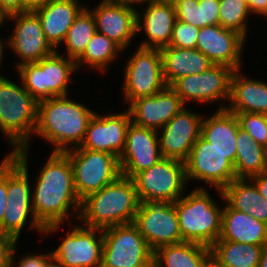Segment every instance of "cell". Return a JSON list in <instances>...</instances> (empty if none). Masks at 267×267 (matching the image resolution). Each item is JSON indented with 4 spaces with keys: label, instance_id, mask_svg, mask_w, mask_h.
I'll list each match as a JSON object with an SVG mask.
<instances>
[{
    "label": "cell",
    "instance_id": "cell-32",
    "mask_svg": "<svg viewBox=\"0 0 267 267\" xmlns=\"http://www.w3.org/2000/svg\"><path fill=\"white\" fill-rule=\"evenodd\" d=\"M234 163L236 178H251L267 171V149L258 144L249 133L238 128Z\"/></svg>",
    "mask_w": 267,
    "mask_h": 267
},
{
    "label": "cell",
    "instance_id": "cell-14",
    "mask_svg": "<svg viewBox=\"0 0 267 267\" xmlns=\"http://www.w3.org/2000/svg\"><path fill=\"white\" fill-rule=\"evenodd\" d=\"M234 69L227 65L213 64L200 74L177 79L171 87L185 105L188 101L214 103L230 98L231 77Z\"/></svg>",
    "mask_w": 267,
    "mask_h": 267
},
{
    "label": "cell",
    "instance_id": "cell-50",
    "mask_svg": "<svg viewBox=\"0 0 267 267\" xmlns=\"http://www.w3.org/2000/svg\"><path fill=\"white\" fill-rule=\"evenodd\" d=\"M8 20L7 19V15L0 9V25L2 26L3 23H5V21Z\"/></svg>",
    "mask_w": 267,
    "mask_h": 267
},
{
    "label": "cell",
    "instance_id": "cell-29",
    "mask_svg": "<svg viewBox=\"0 0 267 267\" xmlns=\"http://www.w3.org/2000/svg\"><path fill=\"white\" fill-rule=\"evenodd\" d=\"M217 191L231 208L250 214L267 224V200L261 196L251 179L236 178L222 191Z\"/></svg>",
    "mask_w": 267,
    "mask_h": 267
},
{
    "label": "cell",
    "instance_id": "cell-6",
    "mask_svg": "<svg viewBox=\"0 0 267 267\" xmlns=\"http://www.w3.org/2000/svg\"><path fill=\"white\" fill-rule=\"evenodd\" d=\"M195 187L174 204L183 241L211 247L221 233L223 208L216 205L205 187Z\"/></svg>",
    "mask_w": 267,
    "mask_h": 267
},
{
    "label": "cell",
    "instance_id": "cell-8",
    "mask_svg": "<svg viewBox=\"0 0 267 267\" xmlns=\"http://www.w3.org/2000/svg\"><path fill=\"white\" fill-rule=\"evenodd\" d=\"M154 251L134 223L103 229L101 267H148Z\"/></svg>",
    "mask_w": 267,
    "mask_h": 267
},
{
    "label": "cell",
    "instance_id": "cell-41",
    "mask_svg": "<svg viewBox=\"0 0 267 267\" xmlns=\"http://www.w3.org/2000/svg\"><path fill=\"white\" fill-rule=\"evenodd\" d=\"M12 155L8 153L0 163V225L2 224L7 204V159Z\"/></svg>",
    "mask_w": 267,
    "mask_h": 267
},
{
    "label": "cell",
    "instance_id": "cell-30",
    "mask_svg": "<svg viewBox=\"0 0 267 267\" xmlns=\"http://www.w3.org/2000/svg\"><path fill=\"white\" fill-rule=\"evenodd\" d=\"M156 267H210L211 249L193 242H181L157 248L153 255Z\"/></svg>",
    "mask_w": 267,
    "mask_h": 267
},
{
    "label": "cell",
    "instance_id": "cell-17",
    "mask_svg": "<svg viewBox=\"0 0 267 267\" xmlns=\"http://www.w3.org/2000/svg\"><path fill=\"white\" fill-rule=\"evenodd\" d=\"M158 134L156 130L130 122L126 132L125 147L119 156L122 176L131 178L163 158Z\"/></svg>",
    "mask_w": 267,
    "mask_h": 267
},
{
    "label": "cell",
    "instance_id": "cell-46",
    "mask_svg": "<svg viewBox=\"0 0 267 267\" xmlns=\"http://www.w3.org/2000/svg\"><path fill=\"white\" fill-rule=\"evenodd\" d=\"M49 0H21V12L35 11Z\"/></svg>",
    "mask_w": 267,
    "mask_h": 267
},
{
    "label": "cell",
    "instance_id": "cell-40",
    "mask_svg": "<svg viewBox=\"0 0 267 267\" xmlns=\"http://www.w3.org/2000/svg\"><path fill=\"white\" fill-rule=\"evenodd\" d=\"M15 253H16V245L14 246L10 258L9 267H48L49 263L53 260L52 254H26V256L22 257L17 263L15 262ZM17 264V265H16Z\"/></svg>",
    "mask_w": 267,
    "mask_h": 267
},
{
    "label": "cell",
    "instance_id": "cell-33",
    "mask_svg": "<svg viewBox=\"0 0 267 267\" xmlns=\"http://www.w3.org/2000/svg\"><path fill=\"white\" fill-rule=\"evenodd\" d=\"M119 51L124 50L106 35L96 31L84 53L76 60L77 70L86 65L105 73L106 67L118 57Z\"/></svg>",
    "mask_w": 267,
    "mask_h": 267
},
{
    "label": "cell",
    "instance_id": "cell-49",
    "mask_svg": "<svg viewBox=\"0 0 267 267\" xmlns=\"http://www.w3.org/2000/svg\"><path fill=\"white\" fill-rule=\"evenodd\" d=\"M5 46H4V42L2 41V39H0V67H1V62H2V58H3V52H4V49Z\"/></svg>",
    "mask_w": 267,
    "mask_h": 267
},
{
    "label": "cell",
    "instance_id": "cell-15",
    "mask_svg": "<svg viewBox=\"0 0 267 267\" xmlns=\"http://www.w3.org/2000/svg\"><path fill=\"white\" fill-rule=\"evenodd\" d=\"M59 244L51 254L62 266L101 267L103 229L75 225Z\"/></svg>",
    "mask_w": 267,
    "mask_h": 267
},
{
    "label": "cell",
    "instance_id": "cell-10",
    "mask_svg": "<svg viewBox=\"0 0 267 267\" xmlns=\"http://www.w3.org/2000/svg\"><path fill=\"white\" fill-rule=\"evenodd\" d=\"M140 203L146 200L175 202L187 187L185 162L161 158L149 169L131 177Z\"/></svg>",
    "mask_w": 267,
    "mask_h": 267
},
{
    "label": "cell",
    "instance_id": "cell-25",
    "mask_svg": "<svg viewBox=\"0 0 267 267\" xmlns=\"http://www.w3.org/2000/svg\"><path fill=\"white\" fill-rule=\"evenodd\" d=\"M229 101L231 104L228 107L222 104L218 109H227L232 113L267 114V83L247 78L240 73V69L234 70Z\"/></svg>",
    "mask_w": 267,
    "mask_h": 267
},
{
    "label": "cell",
    "instance_id": "cell-4",
    "mask_svg": "<svg viewBox=\"0 0 267 267\" xmlns=\"http://www.w3.org/2000/svg\"><path fill=\"white\" fill-rule=\"evenodd\" d=\"M28 147L12 152L7 159V204L0 230L16 242L31 214V227L44 235V226L37 220L32 207V189L29 185Z\"/></svg>",
    "mask_w": 267,
    "mask_h": 267
},
{
    "label": "cell",
    "instance_id": "cell-26",
    "mask_svg": "<svg viewBox=\"0 0 267 267\" xmlns=\"http://www.w3.org/2000/svg\"><path fill=\"white\" fill-rule=\"evenodd\" d=\"M239 127L234 113L227 109H217L214 114L207 118L203 117L200 136L218 151L227 155V159L234 165Z\"/></svg>",
    "mask_w": 267,
    "mask_h": 267
},
{
    "label": "cell",
    "instance_id": "cell-3",
    "mask_svg": "<svg viewBox=\"0 0 267 267\" xmlns=\"http://www.w3.org/2000/svg\"><path fill=\"white\" fill-rule=\"evenodd\" d=\"M140 201L131 178L120 176L81 200L78 220L87 227L107 228L133 223Z\"/></svg>",
    "mask_w": 267,
    "mask_h": 267
},
{
    "label": "cell",
    "instance_id": "cell-21",
    "mask_svg": "<svg viewBox=\"0 0 267 267\" xmlns=\"http://www.w3.org/2000/svg\"><path fill=\"white\" fill-rule=\"evenodd\" d=\"M129 105L132 122L156 131H159L185 106L180 96L168 85L153 96L138 98Z\"/></svg>",
    "mask_w": 267,
    "mask_h": 267
},
{
    "label": "cell",
    "instance_id": "cell-18",
    "mask_svg": "<svg viewBox=\"0 0 267 267\" xmlns=\"http://www.w3.org/2000/svg\"><path fill=\"white\" fill-rule=\"evenodd\" d=\"M187 109L185 106L160 129L158 140L163 158L185 162L200 137L203 116Z\"/></svg>",
    "mask_w": 267,
    "mask_h": 267
},
{
    "label": "cell",
    "instance_id": "cell-34",
    "mask_svg": "<svg viewBox=\"0 0 267 267\" xmlns=\"http://www.w3.org/2000/svg\"><path fill=\"white\" fill-rule=\"evenodd\" d=\"M96 31L95 18L89 8L85 7L75 18L64 39L66 56L76 61L84 53Z\"/></svg>",
    "mask_w": 267,
    "mask_h": 267
},
{
    "label": "cell",
    "instance_id": "cell-7",
    "mask_svg": "<svg viewBox=\"0 0 267 267\" xmlns=\"http://www.w3.org/2000/svg\"><path fill=\"white\" fill-rule=\"evenodd\" d=\"M23 87L37 100L69 96L68 84L73 72H77L76 61L55 51L38 62L25 63L17 67Z\"/></svg>",
    "mask_w": 267,
    "mask_h": 267
},
{
    "label": "cell",
    "instance_id": "cell-23",
    "mask_svg": "<svg viewBox=\"0 0 267 267\" xmlns=\"http://www.w3.org/2000/svg\"><path fill=\"white\" fill-rule=\"evenodd\" d=\"M96 21L97 32L106 35L123 50L137 34V9L101 1L90 10Z\"/></svg>",
    "mask_w": 267,
    "mask_h": 267
},
{
    "label": "cell",
    "instance_id": "cell-42",
    "mask_svg": "<svg viewBox=\"0 0 267 267\" xmlns=\"http://www.w3.org/2000/svg\"><path fill=\"white\" fill-rule=\"evenodd\" d=\"M17 242L0 230V266H9L12 250Z\"/></svg>",
    "mask_w": 267,
    "mask_h": 267
},
{
    "label": "cell",
    "instance_id": "cell-47",
    "mask_svg": "<svg viewBox=\"0 0 267 267\" xmlns=\"http://www.w3.org/2000/svg\"><path fill=\"white\" fill-rule=\"evenodd\" d=\"M104 2H108V3H113V4H119V5H122V6H126L128 8H132V9H136L135 6H133V4H144L146 2H150V1H153V0H102ZM135 7V8H134Z\"/></svg>",
    "mask_w": 267,
    "mask_h": 267
},
{
    "label": "cell",
    "instance_id": "cell-37",
    "mask_svg": "<svg viewBox=\"0 0 267 267\" xmlns=\"http://www.w3.org/2000/svg\"><path fill=\"white\" fill-rule=\"evenodd\" d=\"M200 28L176 19L169 46L182 49H196V42Z\"/></svg>",
    "mask_w": 267,
    "mask_h": 267
},
{
    "label": "cell",
    "instance_id": "cell-45",
    "mask_svg": "<svg viewBox=\"0 0 267 267\" xmlns=\"http://www.w3.org/2000/svg\"><path fill=\"white\" fill-rule=\"evenodd\" d=\"M251 15L257 14L265 16L267 14V0H246Z\"/></svg>",
    "mask_w": 267,
    "mask_h": 267
},
{
    "label": "cell",
    "instance_id": "cell-52",
    "mask_svg": "<svg viewBox=\"0 0 267 267\" xmlns=\"http://www.w3.org/2000/svg\"><path fill=\"white\" fill-rule=\"evenodd\" d=\"M148 267H156L154 264H151L150 266H148Z\"/></svg>",
    "mask_w": 267,
    "mask_h": 267
},
{
    "label": "cell",
    "instance_id": "cell-36",
    "mask_svg": "<svg viewBox=\"0 0 267 267\" xmlns=\"http://www.w3.org/2000/svg\"><path fill=\"white\" fill-rule=\"evenodd\" d=\"M240 128L245 130L260 145L267 149V114L234 113Z\"/></svg>",
    "mask_w": 267,
    "mask_h": 267
},
{
    "label": "cell",
    "instance_id": "cell-1",
    "mask_svg": "<svg viewBox=\"0 0 267 267\" xmlns=\"http://www.w3.org/2000/svg\"><path fill=\"white\" fill-rule=\"evenodd\" d=\"M36 182L31 194L32 207L45 227L43 234L57 232L64 220H71L74 214L79 218L81 200L74 188L71 161L64 152L50 154Z\"/></svg>",
    "mask_w": 267,
    "mask_h": 267
},
{
    "label": "cell",
    "instance_id": "cell-5",
    "mask_svg": "<svg viewBox=\"0 0 267 267\" xmlns=\"http://www.w3.org/2000/svg\"><path fill=\"white\" fill-rule=\"evenodd\" d=\"M38 121V101L22 86L0 74V131L13 147H29ZM30 138V139H29Z\"/></svg>",
    "mask_w": 267,
    "mask_h": 267
},
{
    "label": "cell",
    "instance_id": "cell-28",
    "mask_svg": "<svg viewBox=\"0 0 267 267\" xmlns=\"http://www.w3.org/2000/svg\"><path fill=\"white\" fill-rule=\"evenodd\" d=\"M164 79L171 86L177 79L200 74L206 71L213 63L198 49H182L167 46L160 50Z\"/></svg>",
    "mask_w": 267,
    "mask_h": 267
},
{
    "label": "cell",
    "instance_id": "cell-44",
    "mask_svg": "<svg viewBox=\"0 0 267 267\" xmlns=\"http://www.w3.org/2000/svg\"><path fill=\"white\" fill-rule=\"evenodd\" d=\"M250 179L254 182L261 196L267 200V171L255 175Z\"/></svg>",
    "mask_w": 267,
    "mask_h": 267
},
{
    "label": "cell",
    "instance_id": "cell-2",
    "mask_svg": "<svg viewBox=\"0 0 267 267\" xmlns=\"http://www.w3.org/2000/svg\"><path fill=\"white\" fill-rule=\"evenodd\" d=\"M68 97L38 101V121L34 134L53 144L55 148L52 152H66L80 147L88 123L96 113Z\"/></svg>",
    "mask_w": 267,
    "mask_h": 267
},
{
    "label": "cell",
    "instance_id": "cell-35",
    "mask_svg": "<svg viewBox=\"0 0 267 267\" xmlns=\"http://www.w3.org/2000/svg\"><path fill=\"white\" fill-rule=\"evenodd\" d=\"M250 9L246 0H219V25L233 30L245 39L247 37V19Z\"/></svg>",
    "mask_w": 267,
    "mask_h": 267
},
{
    "label": "cell",
    "instance_id": "cell-20",
    "mask_svg": "<svg viewBox=\"0 0 267 267\" xmlns=\"http://www.w3.org/2000/svg\"><path fill=\"white\" fill-rule=\"evenodd\" d=\"M245 42L246 39L233 30L220 25H210L200 28L196 49L213 64L227 65L234 70H241Z\"/></svg>",
    "mask_w": 267,
    "mask_h": 267
},
{
    "label": "cell",
    "instance_id": "cell-12",
    "mask_svg": "<svg viewBox=\"0 0 267 267\" xmlns=\"http://www.w3.org/2000/svg\"><path fill=\"white\" fill-rule=\"evenodd\" d=\"M133 223L153 251L164 245L184 242L174 202H141Z\"/></svg>",
    "mask_w": 267,
    "mask_h": 267
},
{
    "label": "cell",
    "instance_id": "cell-38",
    "mask_svg": "<svg viewBox=\"0 0 267 267\" xmlns=\"http://www.w3.org/2000/svg\"><path fill=\"white\" fill-rule=\"evenodd\" d=\"M176 19L200 28L199 0H173Z\"/></svg>",
    "mask_w": 267,
    "mask_h": 267
},
{
    "label": "cell",
    "instance_id": "cell-13",
    "mask_svg": "<svg viewBox=\"0 0 267 267\" xmlns=\"http://www.w3.org/2000/svg\"><path fill=\"white\" fill-rule=\"evenodd\" d=\"M187 182L201 180L215 190H223L236 179L234 165L212 144L201 136L193 145L188 159L185 161Z\"/></svg>",
    "mask_w": 267,
    "mask_h": 267
},
{
    "label": "cell",
    "instance_id": "cell-24",
    "mask_svg": "<svg viewBox=\"0 0 267 267\" xmlns=\"http://www.w3.org/2000/svg\"><path fill=\"white\" fill-rule=\"evenodd\" d=\"M79 0H49L34 12L38 15L47 41L57 51L75 18L85 8Z\"/></svg>",
    "mask_w": 267,
    "mask_h": 267
},
{
    "label": "cell",
    "instance_id": "cell-22",
    "mask_svg": "<svg viewBox=\"0 0 267 267\" xmlns=\"http://www.w3.org/2000/svg\"><path fill=\"white\" fill-rule=\"evenodd\" d=\"M145 6L143 14L137 10L136 31L137 33L145 31L143 33L148 40L141 42L139 47L161 50L169 46L171 41L176 21L174 3L167 0H153Z\"/></svg>",
    "mask_w": 267,
    "mask_h": 267
},
{
    "label": "cell",
    "instance_id": "cell-48",
    "mask_svg": "<svg viewBox=\"0 0 267 267\" xmlns=\"http://www.w3.org/2000/svg\"><path fill=\"white\" fill-rule=\"evenodd\" d=\"M258 267H267V246H263L261 259L259 261Z\"/></svg>",
    "mask_w": 267,
    "mask_h": 267
},
{
    "label": "cell",
    "instance_id": "cell-39",
    "mask_svg": "<svg viewBox=\"0 0 267 267\" xmlns=\"http://www.w3.org/2000/svg\"><path fill=\"white\" fill-rule=\"evenodd\" d=\"M200 28L219 25V0H199Z\"/></svg>",
    "mask_w": 267,
    "mask_h": 267
},
{
    "label": "cell",
    "instance_id": "cell-19",
    "mask_svg": "<svg viewBox=\"0 0 267 267\" xmlns=\"http://www.w3.org/2000/svg\"><path fill=\"white\" fill-rule=\"evenodd\" d=\"M124 111L110 115L95 113L88 123L83 142L77 148L111 153L119 157L125 147L126 132L131 122L129 110Z\"/></svg>",
    "mask_w": 267,
    "mask_h": 267
},
{
    "label": "cell",
    "instance_id": "cell-31",
    "mask_svg": "<svg viewBox=\"0 0 267 267\" xmlns=\"http://www.w3.org/2000/svg\"><path fill=\"white\" fill-rule=\"evenodd\" d=\"M264 245L218 239L211 247L214 267H258Z\"/></svg>",
    "mask_w": 267,
    "mask_h": 267
},
{
    "label": "cell",
    "instance_id": "cell-51",
    "mask_svg": "<svg viewBox=\"0 0 267 267\" xmlns=\"http://www.w3.org/2000/svg\"><path fill=\"white\" fill-rule=\"evenodd\" d=\"M48 267H64V266H62L61 264H59V263L56 262L55 260H52V261L49 263Z\"/></svg>",
    "mask_w": 267,
    "mask_h": 267
},
{
    "label": "cell",
    "instance_id": "cell-43",
    "mask_svg": "<svg viewBox=\"0 0 267 267\" xmlns=\"http://www.w3.org/2000/svg\"><path fill=\"white\" fill-rule=\"evenodd\" d=\"M0 9L7 16L21 13V0H0Z\"/></svg>",
    "mask_w": 267,
    "mask_h": 267
},
{
    "label": "cell",
    "instance_id": "cell-9",
    "mask_svg": "<svg viewBox=\"0 0 267 267\" xmlns=\"http://www.w3.org/2000/svg\"><path fill=\"white\" fill-rule=\"evenodd\" d=\"M73 167L74 188L80 200L121 176L119 157L106 152L74 148L64 152Z\"/></svg>",
    "mask_w": 267,
    "mask_h": 267
},
{
    "label": "cell",
    "instance_id": "cell-27",
    "mask_svg": "<svg viewBox=\"0 0 267 267\" xmlns=\"http://www.w3.org/2000/svg\"><path fill=\"white\" fill-rule=\"evenodd\" d=\"M267 224L252 215L231 208L223 207L221 233L219 239L244 244L265 245Z\"/></svg>",
    "mask_w": 267,
    "mask_h": 267
},
{
    "label": "cell",
    "instance_id": "cell-11",
    "mask_svg": "<svg viewBox=\"0 0 267 267\" xmlns=\"http://www.w3.org/2000/svg\"><path fill=\"white\" fill-rule=\"evenodd\" d=\"M126 65L123 81L126 103L153 96L167 86L160 49L138 47Z\"/></svg>",
    "mask_w": 267,
    "mask_h": 267
},
{
    "label": "cell",
    "instance_id": "cell-16",
    "mask_svg": "<svg viewBox=\"0 0 267 267\" xmlns=\"http://www.w3.org/2000/svg\"><path fill=\"white\" fill-rule=\"evenodd\" d=\"M7 19L15 21L13 34L8 38L7 45L22 60L16 67L38 62L56 51L47 41L39 17L34 11L15 13L7 16Z\"/></svg>",
    "mask_w": 267,
    "mask_h": 267
}]
</instances>
